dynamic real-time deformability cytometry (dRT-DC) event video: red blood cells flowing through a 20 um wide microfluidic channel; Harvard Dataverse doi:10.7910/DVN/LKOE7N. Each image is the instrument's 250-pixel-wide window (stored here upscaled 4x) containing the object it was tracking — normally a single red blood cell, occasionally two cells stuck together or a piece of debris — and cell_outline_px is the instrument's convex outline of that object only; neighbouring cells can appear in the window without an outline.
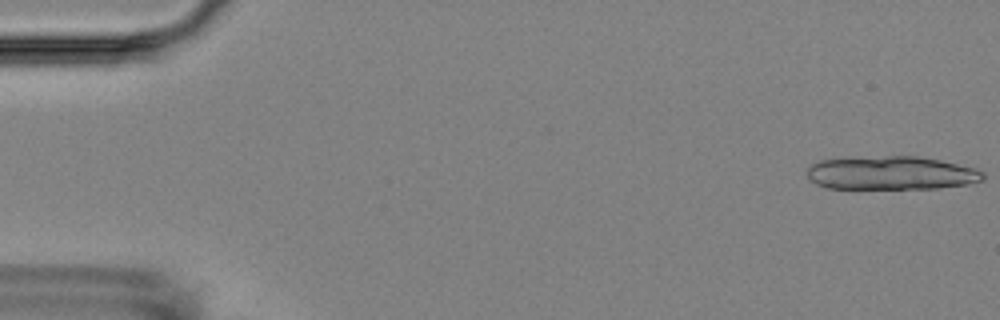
{"species": "Egyptian fruit bat (a non-hibernating species)", "species_latin": "Rousettus aegyptiacus", "temperature_condition": "room temperature", "stored_images_in_passage": 5, "camera_frame_rate_fps": 3000, "um_per_image_px": 0.085, "animal": {"sex": "female"}, "frame": {"image": 1, "passage_image": 1, "time_ms": 0.0, "image_size_px": [1000, 320], "cell_outline_px": [[984, 180], [968, 184], [936, 188], [828, 188], [816, 184], [808, 180], [808, 168], [812, 164], [820, 160], [884, 156], [916, 156], [940, 160], [972, 168], [984, 172]], "centroid_in_image_um": [75.74, 14.71], "position_along_channel_um": 9.3, "area_um2": 34.04}}